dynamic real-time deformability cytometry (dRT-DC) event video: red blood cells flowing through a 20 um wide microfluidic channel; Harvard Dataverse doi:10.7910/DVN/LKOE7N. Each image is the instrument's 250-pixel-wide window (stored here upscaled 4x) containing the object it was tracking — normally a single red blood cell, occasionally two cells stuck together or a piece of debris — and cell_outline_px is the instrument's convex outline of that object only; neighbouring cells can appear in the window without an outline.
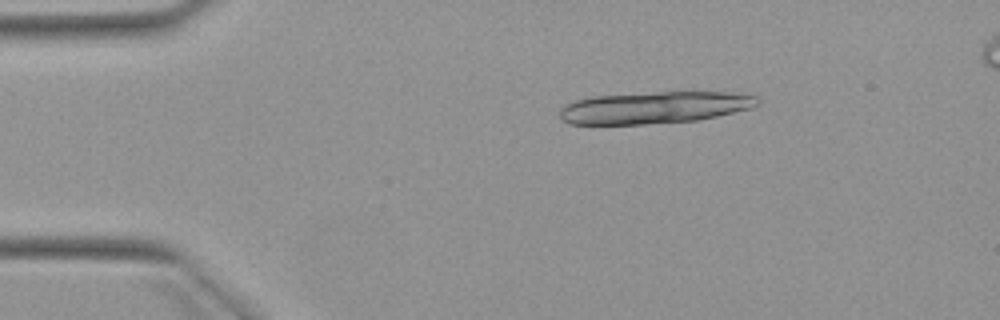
{"species": "Egyptian fruit bat (a non-hibernating species)", "species_latin": "Rousettus aegyptiacus", "temperature_condition": "warm", "stored_images_in_passage": 3, "camera_frame_rate_fps": 3000, "um_per_image_px": 0.085, "animal": {"sex": "female"}, "frame": {"image": 1, "passage_image": 1, "time_ms": 0.0, "image_size_px": [1000, 320], "cell_outline_px": [[760, 104], [752, 108], [716, 116], [696, 120], [644, 124], [568, 124], [560, 120], [560, 108], [564, 104], [576, 100], [592, 96], [656, 92], [728, 92], [756, 96]], "centroid_in_image_um": [55.58, 9.14], "position_along_channel_um": 29.4, "area_um2": 36.82}}